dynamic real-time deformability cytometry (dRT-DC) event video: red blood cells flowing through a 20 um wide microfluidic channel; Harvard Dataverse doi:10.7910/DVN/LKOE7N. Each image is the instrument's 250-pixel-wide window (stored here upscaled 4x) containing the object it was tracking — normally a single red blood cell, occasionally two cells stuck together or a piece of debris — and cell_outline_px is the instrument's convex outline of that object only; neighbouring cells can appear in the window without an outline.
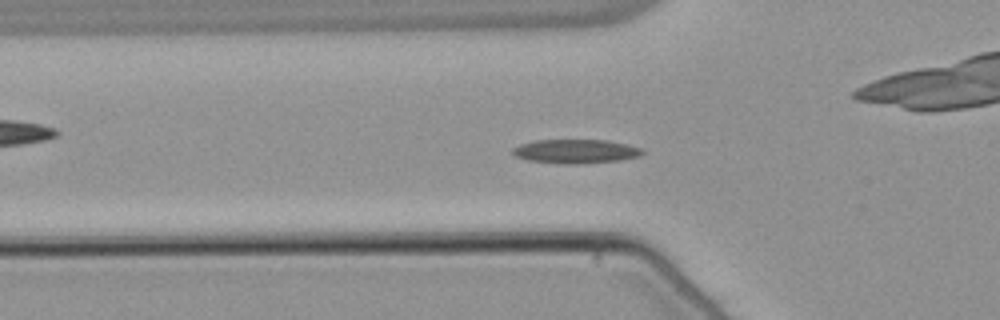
{"species": "common noctule bat (a hibernating species)", "species_latin": "Nyctalus noctula", "temperature_condition": "warm", "stored_images_in_passage": 56, "camera_frame_rate_fps": 3000, "um_per_image_px": 0.085, "animal": {"sex": "male", "body_mass_g": 21.5, "forearm_length_mm": 52.0}, "frame": {"image": 1, "passage_image": 19, "time_ms": 6.0, "image_size_px": [1000, 320], "cell_outline_px": [[644, 152], [640, 156], [620, 160], [576, 164], [556, 164], [528, 160], [516, 156], [512, 152], [512, 148], [520, 144], [536, 140], [608, 140], [628, 144], [644, 148]], "centroid_in_image_um": [48.96, 12.86], "position_along_channel_um": 76.8, "area_um2": 18.32}}
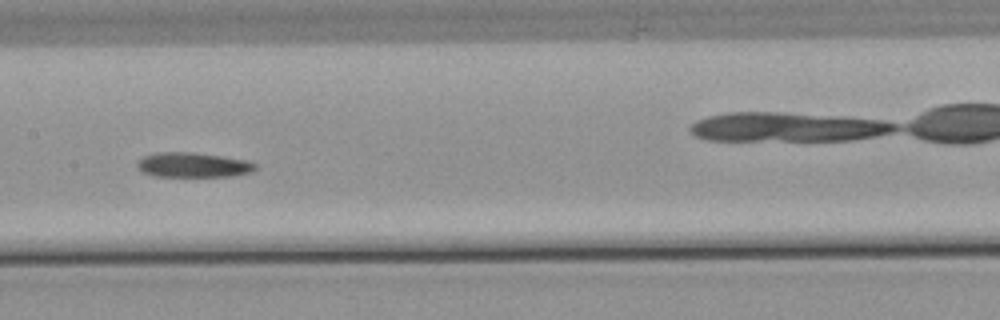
{"frame": {"image": 2, "passage_image": 28, "time_ms": 9.0, "image_size_px": [1000, 320], "cell_outline_px": [[256, 168], [252, 172], [236, 176], [152, 176], [140, 172], [136, 168], [136, 164], [144, 156], [156, 152], [192, 152], [248, 160], [256, 164]], "centroid_in_image_um": [16.39, 14.02], "position_along_channel_um": 191.0, "area_um2": 17.22}}
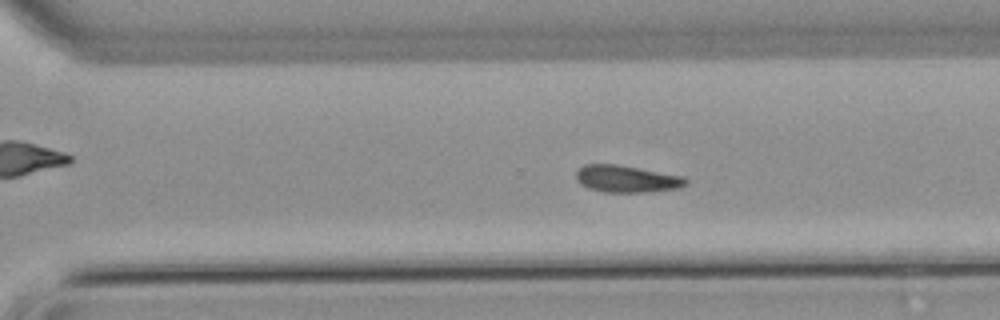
{"frame": {"image": 3, "passage_image": 38, "time_ms": 12.333, "image_size_px": [1000, 320], "cell_outline_px": [[688, 184], [680, 188], [648, 192], [604, 192], [588, 188], [580, 184], [576, 180], [576, 172], [584, 164], [616, 164], [684, 176], [688, 180]], "centroid_in_image_um": [53.28, 15.21], "position_along_channel_um": 317.3, "area_um2": 17.4}}